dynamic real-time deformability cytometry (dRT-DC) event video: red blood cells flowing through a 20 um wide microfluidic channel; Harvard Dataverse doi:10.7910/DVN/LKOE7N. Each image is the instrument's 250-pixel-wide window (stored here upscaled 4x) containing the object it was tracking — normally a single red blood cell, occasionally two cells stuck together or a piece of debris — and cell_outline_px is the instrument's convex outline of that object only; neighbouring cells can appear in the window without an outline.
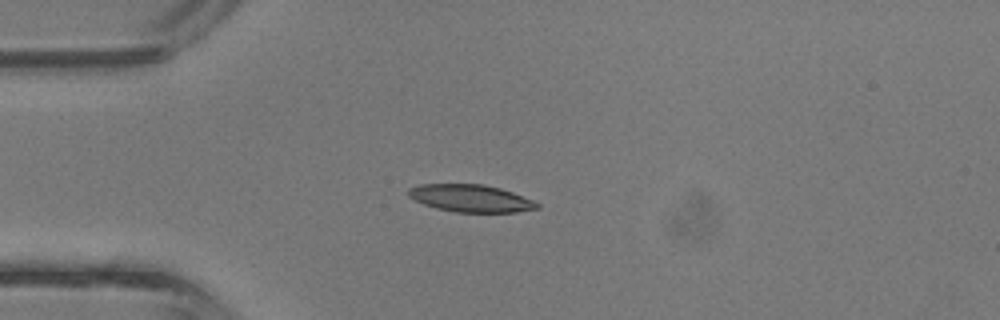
{"species": "common noctule bat (a hibernating species)", "species_latin": "Nyctalus noctula", "temperature_condition": "room temperature", "stored_images_in_passage": 5, "camera_frame_rate_fps": 3000, "um_per_image_px": 0.085, "animal": {"sex": "male", "body_mass_g": 13.3}, "frame": {"image": 1, "passage_image": 4, "time_ms": 1.0, "image_size_px": [1000, 320], "cell_outline_px": [[540, 208], [516, 212], [456, 212], [436, 208], [424, 204], [408, 196], [408, 188], [420, 184], [484, 184], [500, 188], [512, 192], [532, 200], [540, 204]], "centroid_in_image_um": [40.01, 16.85], "position_along_channel_um": 45.0, "area_um2": 20.46}}